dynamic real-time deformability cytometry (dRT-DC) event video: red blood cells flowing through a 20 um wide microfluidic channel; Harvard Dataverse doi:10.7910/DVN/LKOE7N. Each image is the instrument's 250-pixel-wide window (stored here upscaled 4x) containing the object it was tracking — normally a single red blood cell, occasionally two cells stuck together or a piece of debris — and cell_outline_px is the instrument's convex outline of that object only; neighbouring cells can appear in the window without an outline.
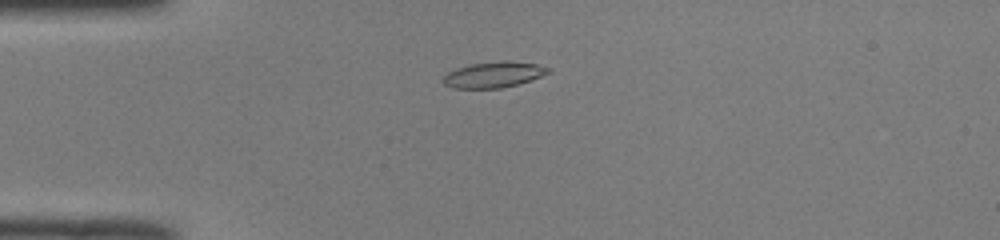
{"species": "common noctule bat (a hibernating species)", "species_latin": "Nyctalus noctula", "temperature_condition": "room temperature", "stored_images_in_passage": 47, "camera_frame_rate_fps": 3000, "um_per_image_px": 0.085, "animal": {"sex": "male", "body_mass_g": 19.0, "forearm_length_mm": 50.8}, "frame": {"image": 1, "passage_image": 10, "time_ms": 3.0, "image_size_px": [1000, 240], "cell_outline_px": [[552, 72], [516, 84], [500, 88], [452, 88], [444, 84], [440, 80], [448, 72], [456, 68], [472, 64], [500, 60], [504, 60], [536, 64], [552, 68]], "centroid_in_image_um": [41.94, 6.34], "position_along_channel_um": 43.1, "area_um2": 15.78}}
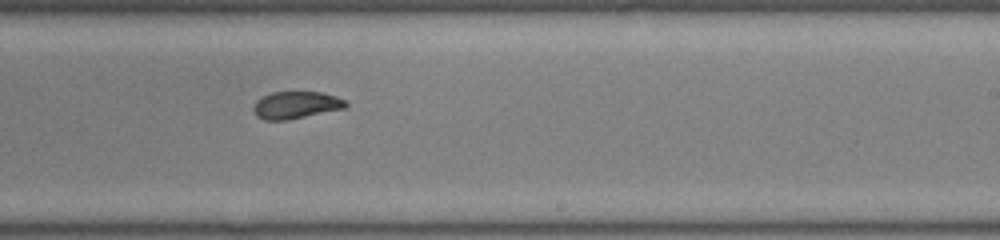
{"frame": {"image": 2, "passage_image": 28, "time_ms": 9.0, "image_size_px": [1000, 240], "cell_outline_px": [[348, 104], [344, 108], [288, 120], [264, 120], [256, 116], [252, 108], [256, 100], [272, 92], [320, 92], [336, 96], [344, 100]], "centroid_in_image_um": [25.12, 8.93], "position_along_channel_um": 263.9, "area_um2": 14.57}}
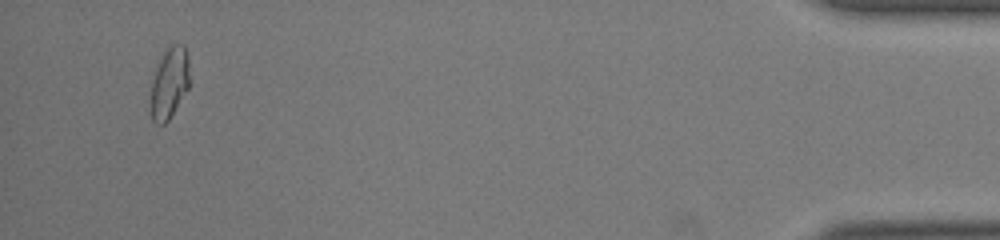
{"frame": {"image": 3, "passage_image": 45, "time_ms": 14.667, "image_size_px": [1000, 240], "cell_outline_px": [[188, 88], [168, 120], [164, 124], [156, 124], [152, 120], [148, 100], [152, 80], [156, 68], [164, 52], [172, 44], [184, 44], [188, 56]], "centroid_in_image_um": [14.35, 7.09], "position_along_channel_um": 420.9, "area_um2": 16.18}, "authors_computed_cell_mechanics": {"area_um2": 15.5482, "velocity_mm_per_s": 4.0806, "shape_relaxation_time_tau1_ms": 3.8065, "shape_relaxation_time_tau2_ms": 1.3562, "deformation_change_tau1": 0.1793, "deformation_change_tau2": 0.0692}}